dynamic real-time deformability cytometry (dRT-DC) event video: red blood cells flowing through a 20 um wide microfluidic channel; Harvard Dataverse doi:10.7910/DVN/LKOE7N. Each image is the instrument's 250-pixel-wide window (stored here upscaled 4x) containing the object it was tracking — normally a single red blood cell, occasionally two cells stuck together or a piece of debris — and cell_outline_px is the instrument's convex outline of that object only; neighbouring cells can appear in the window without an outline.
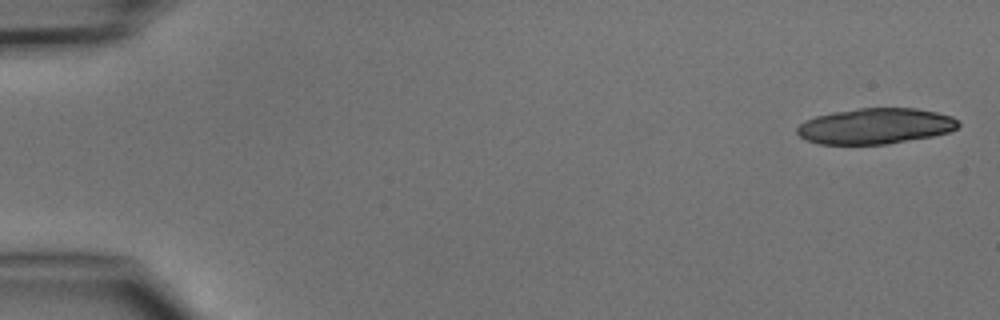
{"species": "common noctule bat (a hibernating species)", "species_latin": "Nyctalus noctula", "temperature_condition": "cold", "stored_images_in_passage": 9, "camera_frame_rate_fps": 3000, "um_per_image_px": 0.085, "animal": {"sex": "male", "body_mass_g": 15.6}, "frame": {"image": 1, "passage_image": 1, "time_ms": 0.0, "image_size_px": [1000, 320], "cell_outline_px": [[960, 124], [956, 128], [948, 132], [932, 136], [888, 144], [820, 144], [808, 140], [800, 136], [796, 132], [796, 128], [804, 120], [816, 116], [832, 112], [856, 108], [916, 108], [936, 112], [952, 116]], "centroid_in_image_um": [74.39, 10.71], "position_along_channel_um": 10.6, "area_um2": 33.58}}